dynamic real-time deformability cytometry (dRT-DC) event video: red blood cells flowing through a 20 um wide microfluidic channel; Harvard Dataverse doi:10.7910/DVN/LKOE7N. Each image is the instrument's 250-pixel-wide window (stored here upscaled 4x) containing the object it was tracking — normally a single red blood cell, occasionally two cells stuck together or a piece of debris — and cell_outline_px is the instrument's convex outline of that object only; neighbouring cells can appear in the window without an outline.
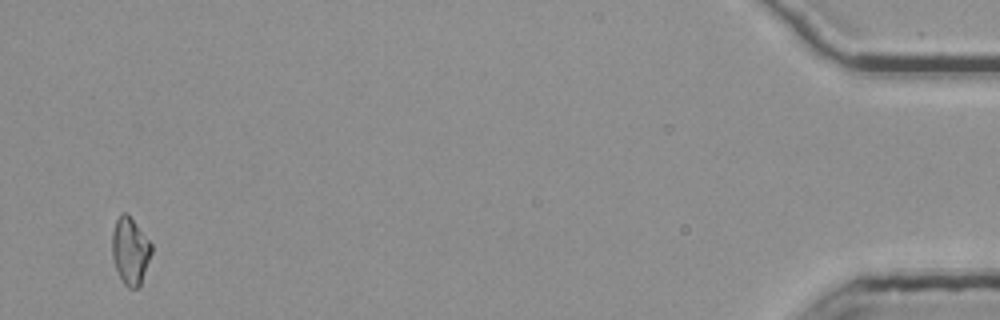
{"species": "common noctule bat (a hibernating species)", "species_latin": "Nyctalus noctula", "temperature_condition": "room temperature", "stored_images_in_passage": 59, "camera_frame_rate_fps": 3000, "um_per_image_px": 0.085, "animal": {"sex": "female", "body_mass_g": 25.1}, "frame": {"image": 1, "passage_image": 58, "time_ms": 19.0, "image_size_px": [1000, 320], "cell_outline_px": [[152, 252], [140, 284], [136, 288], [128, 288], [124, 284], [116, 268], [112, 256], [112, 232], [116, 220], [124, 212], [128, 212], [152, 244]], "centroid_in_image_um": [11.07, 21.29], "position_along_channel_um": 424.1, "area_um2": 15.26}}